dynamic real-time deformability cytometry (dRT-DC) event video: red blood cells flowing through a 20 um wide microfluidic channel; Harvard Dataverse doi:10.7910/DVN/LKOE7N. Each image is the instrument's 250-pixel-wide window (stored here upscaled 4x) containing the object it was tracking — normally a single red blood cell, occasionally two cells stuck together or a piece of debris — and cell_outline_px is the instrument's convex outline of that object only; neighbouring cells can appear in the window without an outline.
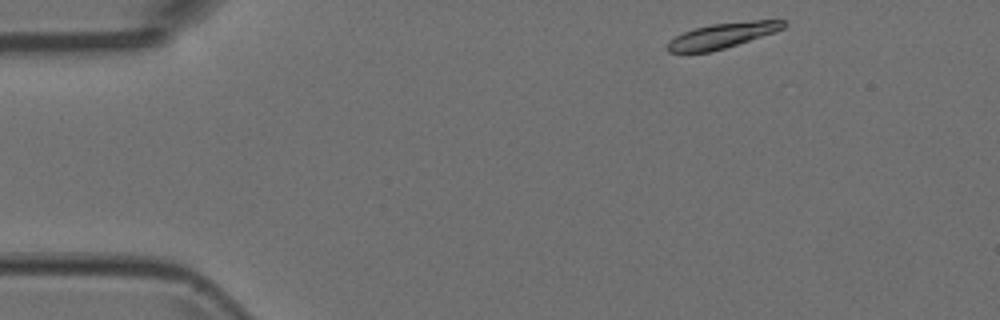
{"species": "Egyptian fruit bat (a non-hibernating species)", "species_latin": "Rousettus aegyptiacus", "temperature_condition": "room temperature", "stored_images_in_passage": 4, "camera_frame_rate_fps": 3000, "um_per_image_px": 0.085, "animal": {"sex": "female"}, "frame": {"image": 1, "passage_image": 1, "time_ms": 0.0, "image_size_px": [1000, 320], "cell_outline_px": [[788, 24], [784, 28], [724, 48], [708, 52], [668, 52], [664, 48], [676, 36], [684, 32], [696, 28], [712, 24], [752, 20], [788, 20]], "centroid_in_image_um": [61.4, 3.01], "position_along_channel_um": 23.6, "area_um2": 16.7}}
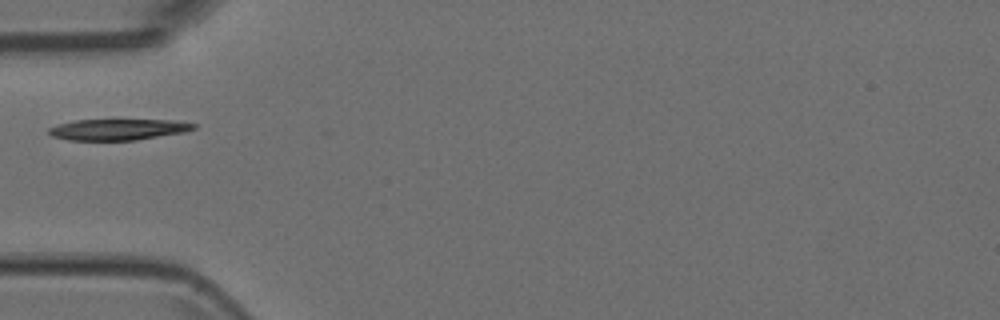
{"frame": {"image": 2, "passage_image": 4, "time_ms": 1.0, "image_size_px": [1000, 320], "cell_outline_px": [[196, 128], [184, 132], [136, 140], [68, 140], [52, 136], [48, 132], [48, 128], [60, 124], [76, 120], [172, 120], [196, 124]], "centroid_in_image_um": [10.03, 11.01], "position_along_channel_um": 75.0, "area_um2": 17.63}}